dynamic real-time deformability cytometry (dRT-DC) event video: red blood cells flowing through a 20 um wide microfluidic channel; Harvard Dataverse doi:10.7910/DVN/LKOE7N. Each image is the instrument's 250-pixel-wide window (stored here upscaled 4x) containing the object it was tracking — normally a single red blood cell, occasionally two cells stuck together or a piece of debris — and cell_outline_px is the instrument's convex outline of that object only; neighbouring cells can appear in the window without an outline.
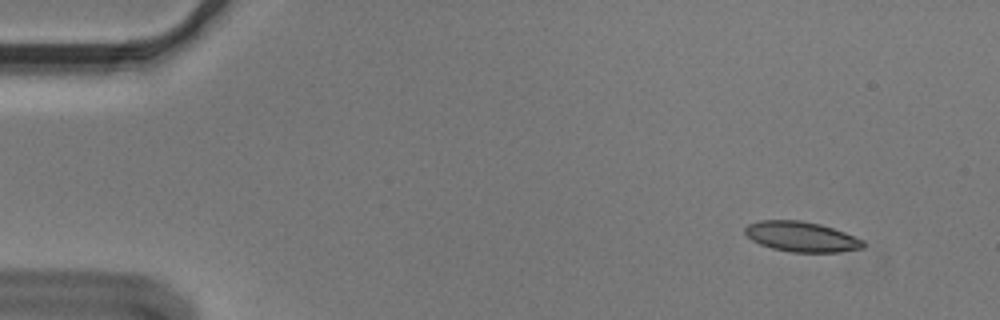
{"species": "Egyptian fruit bat (a non-hibernating species)", "species_latin": "Rousettus aegyptiacus", "temperature_condition": "cold", "stored_images_in_passage": 55, "camera_frame_rate_fps": 3000, "um_per_image_px": 0.085, "animal": {"sex": "male"}, "frame": {"image": 1, "passage_image": 5, "time_ms": 1.333, "image_size_px": [1000, 320], "cell_outline_px": [[864, 248], [836, 252], [792, 252], [772, 248], [760, 244], [752, 240], [744, 232], [744, 228], [748, 224], [760, 220], [800, 220], [820, 224], [844, 232], [864, 240]], "centroid_in_image_um": [68.11, 20.11], "position_along_channel_um": 16.9, "area_um2": 20.69}}
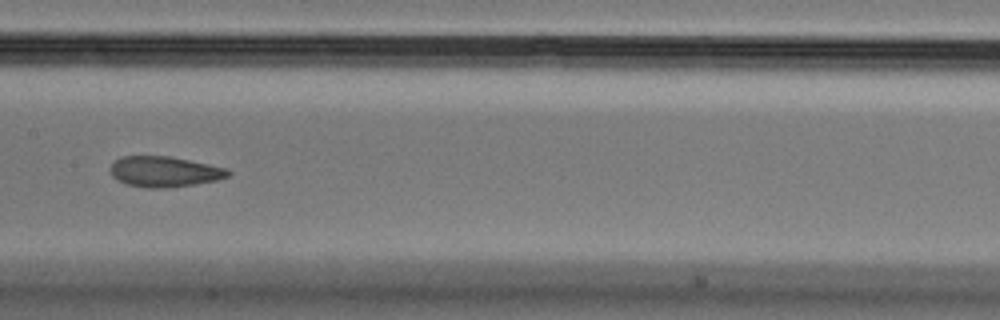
{"frame": {"image": 2, "passage_image": 28, "time_ms": 9.0, "image_size_px": [1000, 320], "cell_outline_px": [[232, 172], [228, 176], [216, 180], [192, 184], [164, 188], [144, 188], [128, 184], [116, 180], [112, 176], [112, 164], [120, 156], [168, 156], [228, 168]], "centroid_in_image_um": [13.97, 14.59], "position_along_channel_um": 193.4, "area_um2": 20.75}}
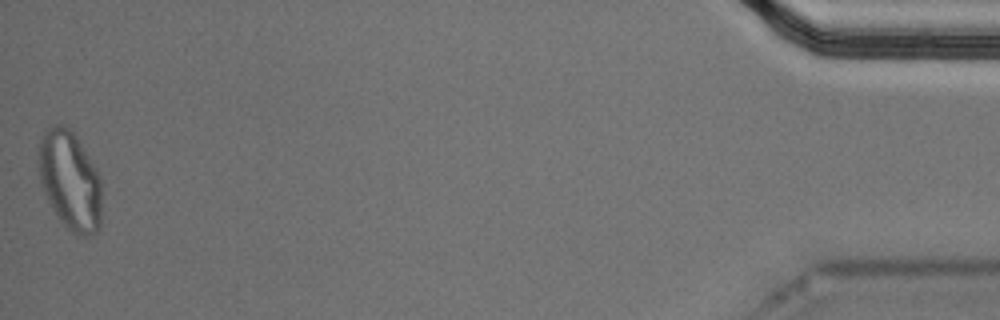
{"frame": {"image": 3, "passage_image": 55, "time_ms": 18.0, "image_size_px": [1000, 320], "cell_outline_px": [[100, 228], [96, 232], [88, 236], [80, 236], [72, 232], [60, 220], [48, 200], [44, 192], [40, 180], [40, 136], [44, 128], [52, 124], [60, 124], [68, 128], [76, 136], [96, 168], [100, 180]], "centroid_in_image_um": [5.95, 15.32], "position_along_channel_um": 429.3, "area_um2": 36.01}, "authors_computed_cell_mechanics": {"area_um2": 21.5594, "velocity_mm_per_s": 3.6213, "shape_relaxation_time_tau1_ms": null, "shape_relaxation_time_tau2_ms": 1.8137, "deformation_change_tau1": null, "deformation_change_tau2": 0.0753}}